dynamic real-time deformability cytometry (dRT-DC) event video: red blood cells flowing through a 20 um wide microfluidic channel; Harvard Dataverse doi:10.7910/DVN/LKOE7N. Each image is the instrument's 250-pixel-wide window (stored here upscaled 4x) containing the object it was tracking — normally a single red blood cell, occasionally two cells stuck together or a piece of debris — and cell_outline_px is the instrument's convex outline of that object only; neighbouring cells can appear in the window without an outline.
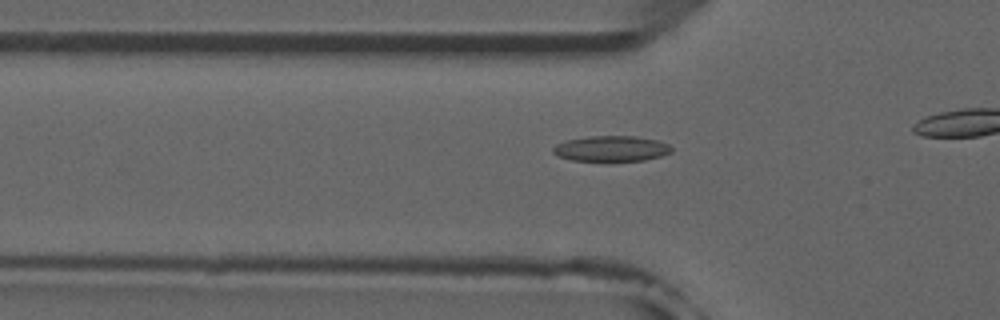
{"species": "common noctule bat (a hibernating species)", "species_latin": "Nyctalus noctula", "temperature_condition": "room temperature", "stored_images_in_passage": 16, "camera_frame_rate_fps": 3000, "um_per_image_px": 0.085, "animal": {"sex": "male", "forearm_length_mm": 52.5}, "frame": {"image": 1, "passage_image": 10, "time_ms": 3.0, "image_size_px": [1000, 320], "cell_outline_px": [[672, 152], [660, 156], [644, 160], [608, 164], [572, 160], [556, 156], [552, 152], [552, 148], [556, 144], [568, 140], [588, 136], [636, 136], [656, 140], [668, 144], [672, 148]], "centroid_in_image_um": [51.93, 12.68], "position_along_channel_um": 73.9, "area_um2": 18.5}}
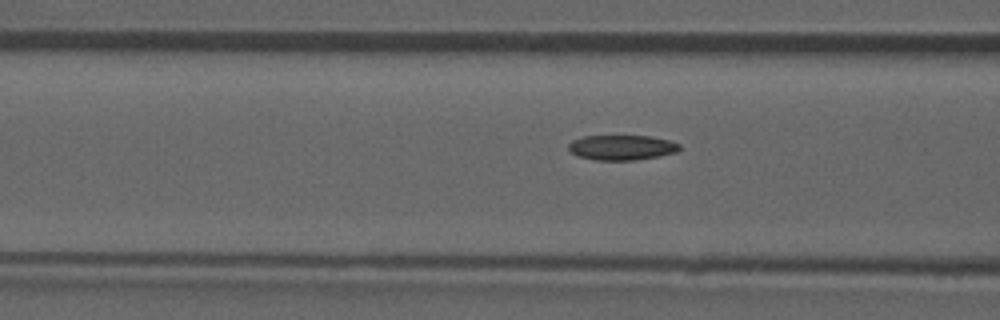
{"frame": {"image": 2, "passage_image": 13, "time_ms": 4.0, "image_size_px": [1000, 320], "cell_outline_px": [[680, 148], [676, 152], [660, 156], [632, 160], [596, 160], [576, 156], [568, 148], [568, 144], [572, 140], [584, 136], [648, 136], [668, 140], [680, 144]], "centroid_in_image_um": [52.83, 12.54], "position_along_channel_um": 113.8, "area_um2": 16.13}}